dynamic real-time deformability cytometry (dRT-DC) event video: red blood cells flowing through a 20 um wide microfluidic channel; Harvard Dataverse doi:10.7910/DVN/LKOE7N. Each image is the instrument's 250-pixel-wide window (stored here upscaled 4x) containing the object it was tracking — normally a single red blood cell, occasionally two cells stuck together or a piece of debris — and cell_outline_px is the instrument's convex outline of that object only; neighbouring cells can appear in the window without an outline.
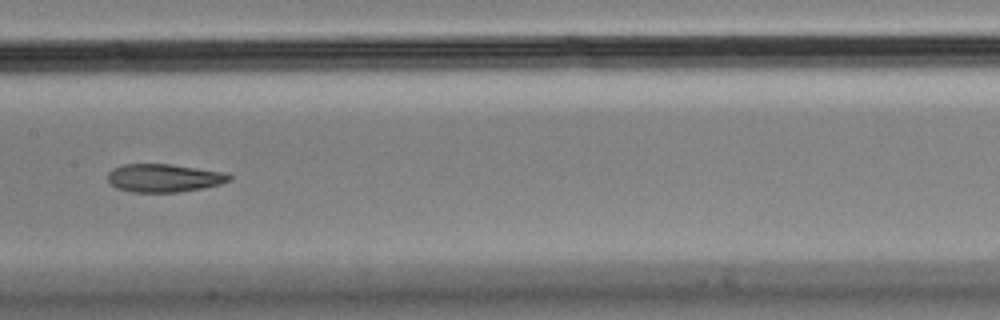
{"species": "Egyptian fruit bat (a non-hibernating species)", "species_latin": "Rousettus aegyptiacus", "temperature_condition": "cold", "stored_images_in_passage": 14, "camera_frame_rate_fps": 3000, "um_per_image_px": 0.085, "animal": {"sex": "male"}, "frame": {"image": 1, "passage_image": 7, "time_ms": 2.0, "image_size_px": [1000, 320], "cell_outline_px": [[232, 180], [220, 184], [180, 192], [132, 192], [116, 188], [108, 180], [108, 172], [112, 168], [124, 164], [172, 164], [224, 172], [232, 176]], "centroid_in_image_um": [13.93, 15.12], "position_along_channel_um": 193.5, "area_um2": 19.94}}
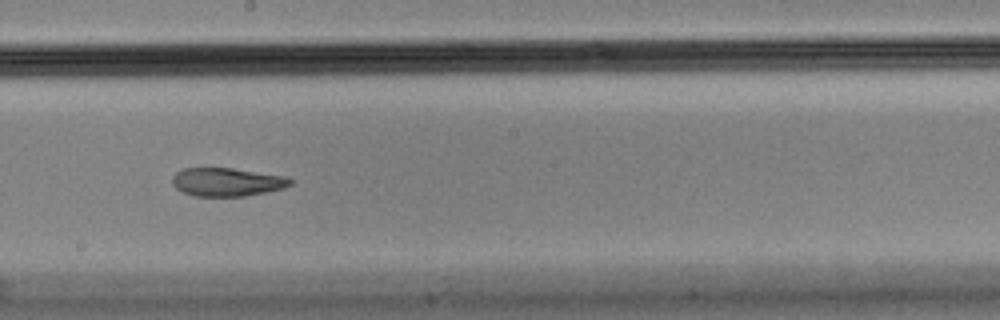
{"frame": {"image": 2, "passage_image": 8, "time_ms": 2.333, "image_size_px": [1000, 320], "cell_outline_px": [[292, 184], [284, 188], [244, 196], [196, 196], [184, 192], [176, 188], [172, 184], [172, 176], [176, 172], [184, 168], [232, 168], [284, 176], [292, 180]], "centroid_in_image_um": [19.27, 15.46], "position_along_channel_um": 228.9, "area_um2": 19.36}}